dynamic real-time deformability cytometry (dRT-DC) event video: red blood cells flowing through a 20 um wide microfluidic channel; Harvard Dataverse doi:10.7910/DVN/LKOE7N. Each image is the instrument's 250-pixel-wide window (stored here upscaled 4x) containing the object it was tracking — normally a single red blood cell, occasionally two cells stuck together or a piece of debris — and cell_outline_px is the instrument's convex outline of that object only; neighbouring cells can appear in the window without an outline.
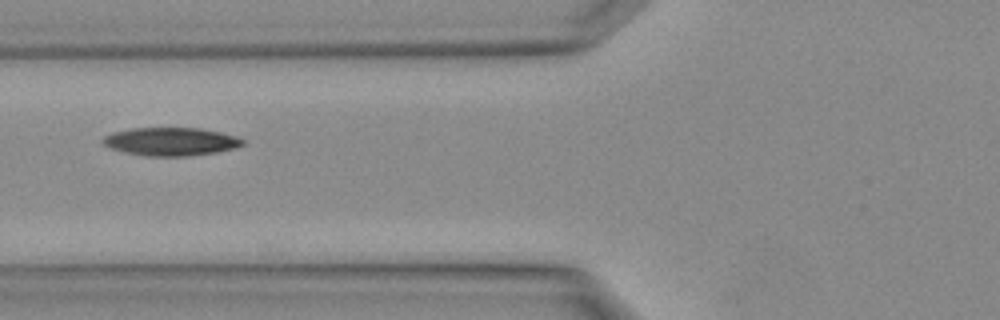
{"species": "Egyptian fruit bat (a non-hibernating species)", "species_latin": "Rousettus aegyptiacus", "temperature_condition": "warm", "stored_images_in_passage": 7, "camera_frame_rate_fps": 3000, "um_per_image_px": 0.085, "animal": {"sex": "female"}, "frame": {"image": 1, "passage_image": 7, "time_ms": 2.0, "image_size_px": [1000, 320], "cell_outline_px": [[244, 144], [236, 148], [216, 152], [188, 156], [144, 156], [124, 152], [108, 148], [100, 140], [104, 136], [112, 132], [132, 128], [200, 128], [220, 132], [236, 136], [244, 140]], "centroid_in_image_um": [14.49, 12.03], "position_along_channel_um": 111.3, "area_um2": 23.12}}